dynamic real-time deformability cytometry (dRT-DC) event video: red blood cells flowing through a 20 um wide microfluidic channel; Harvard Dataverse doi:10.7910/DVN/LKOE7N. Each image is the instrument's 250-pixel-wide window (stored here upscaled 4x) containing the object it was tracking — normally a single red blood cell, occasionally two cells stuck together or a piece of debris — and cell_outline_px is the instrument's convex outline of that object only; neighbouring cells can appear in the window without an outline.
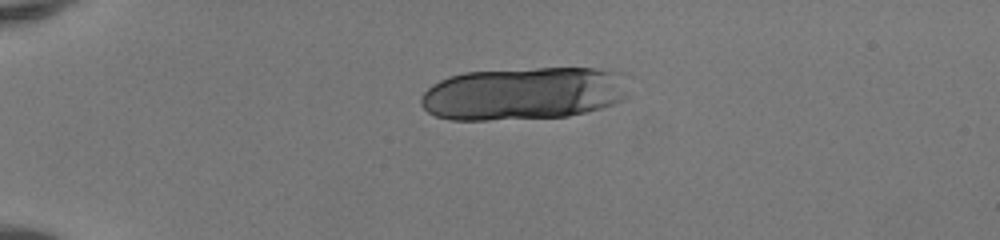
{"species": "human", "species_latin": "Homo sapiens", "temperature_condition": "room temperature", "stored_images_in_passage": 39, "camera_frame_rate_fps": 3000, "um_per_image_px": 0.085, "donor": {"sex": "female"}, "frame": {"image": 1, "passage_image": 2, "time_ms": 0.333, "image_size_px": [1000, 240], "cell_outline_px": [[628, 96], [624, 100], [600, 108], [568, 116], [488, 120], [452, 120], [436, 116], [428, 112], [420, 104], [420, 96], [432, 84], [448, 76], [464, 72], [536, 68], [592, 68], [624, 72]], "centroid_in_image_um": [44.51, 7.94], "position_along_channel_um": 40.5, "area_um2": 64.5}}
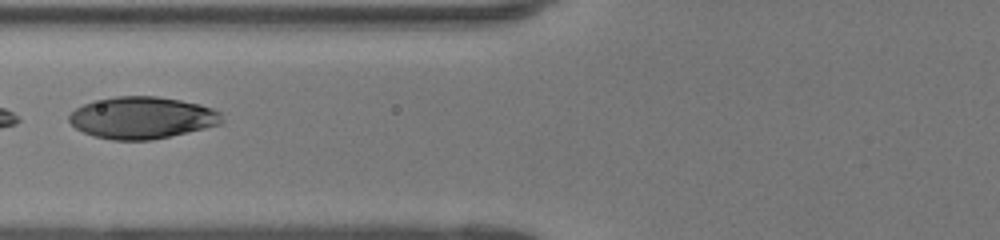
{"frame": {"image": 2, "passage_image": 12, "time_ms": 3.667, "image_size_px": [1000, 240], "cell_outline_px": [[224, 120], [220, 124], [204, 128], [152, 140], [112, 140], [92, 136], [76, 128], [68, 120], [68, 116], [76, 108], [92, 100], [116, 96], [156, 96], [180, 100], [200, 104], [212, 108], [220, 112]], "centroid_in_image_um": [12.06, 10.0], "position_along_channel_um": 113.7, "area_um2": 37.4}}
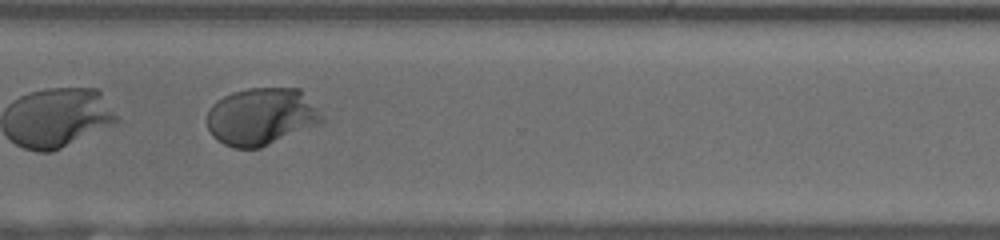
{"frame": {"image": 3, "passage_image": 29, "time_ms": 9.333, "image_size_px": [1000, 240], "cell_outline_px": [[324, 120], [320, 124], [260, 148], [232, 148], [224, 144], [212, 136], [208, 128], [208, 112], [212, 104], [216, 100], [232, 92], [248, 88], [300, 88], [316, 108]], "centroid_in_image_um": [22.19, 9.91], "position_along_channel_um": 348.4, "area_um2": 38.26}, "authors_computed_cell_mechanics": {"area_um2": 38.6104, "velocity_mm_per_s": 4.1443, "shape_relaxation_time_tau1_ms": 4.2141, "shape_relaxation_time_tau2_ms": null, "deformation_change_tau1": 0.2246, "deformation_change_tau2": null}}